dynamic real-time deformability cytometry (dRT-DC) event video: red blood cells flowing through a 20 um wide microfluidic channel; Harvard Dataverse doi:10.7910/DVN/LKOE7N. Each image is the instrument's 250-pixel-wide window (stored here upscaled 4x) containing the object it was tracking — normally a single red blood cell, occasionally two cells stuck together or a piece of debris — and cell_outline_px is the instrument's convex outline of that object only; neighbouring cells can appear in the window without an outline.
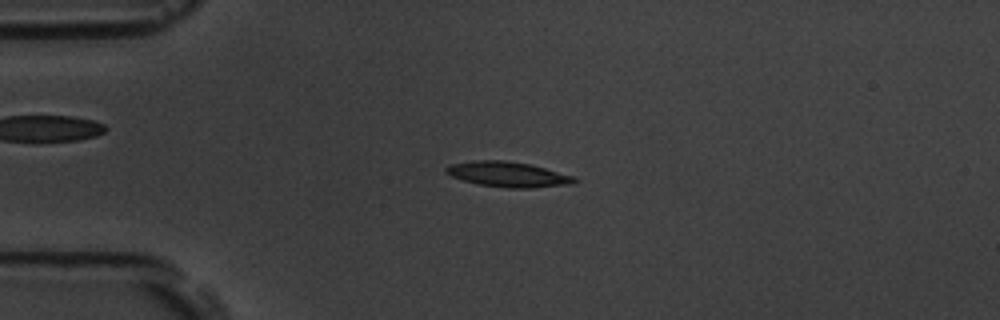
{"species": "common noctule bat (a hibernating species)", "species_latin": "Nyctalus noctula", "temperature_condition": "room temperature", "stored_images_in_passage": 44, "camera_frame_rate_fps": 3000, "um_per_image_px": 0.085, "animal": {"sex": "male", "body_mass_g": 19.5, "forearm_length_mm": 54.6}, "frame": {"image": 1, "passage_image": 3, "time_ms": 0.667, "image_size_px": [1000, 320], "cell_outline_px": [[580, 180], [572, 184], [532, 188], [508, 188], [480, 184], [464, 180], [452, 176], [444, 172], [444, 168], [448, 164], [476, 160], [504, 160], [528, 164], [544, 168], [572, 176]], "centroid_in_image_um": [43.15, 14.82], "position_along_channel_um": 41.8, "area_um2": 18.73}}
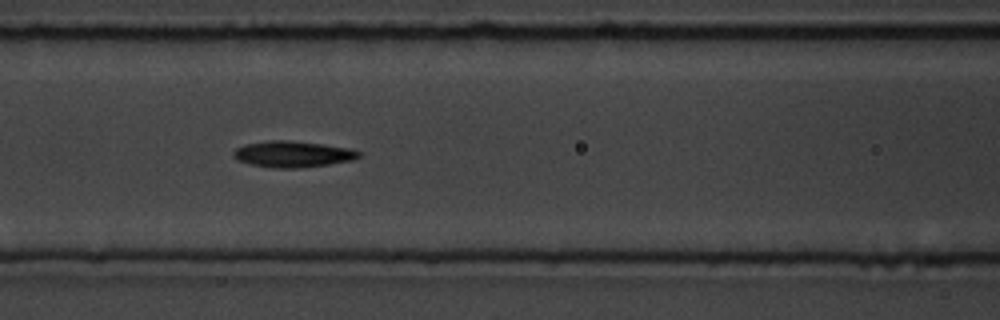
{"frame": {"image": 2, "passage_image": 13, "time_ms": 4.0, "image_size_px": [1000, 320], "cell_outline_px": [[360, 156], [352, 160], [328, 164], [300, 168], [272, 168], [252, 164], [236, 160], [232, 156], [232, 152], [236, 148], [244, 144], [268, 140], [288, 140], [324, 144], [352, 148], [360, 152]], "centroid_in_image_um": [24.86, 13.09], "position_along_channel_um": 141.7, "area_um2": 19.31}}
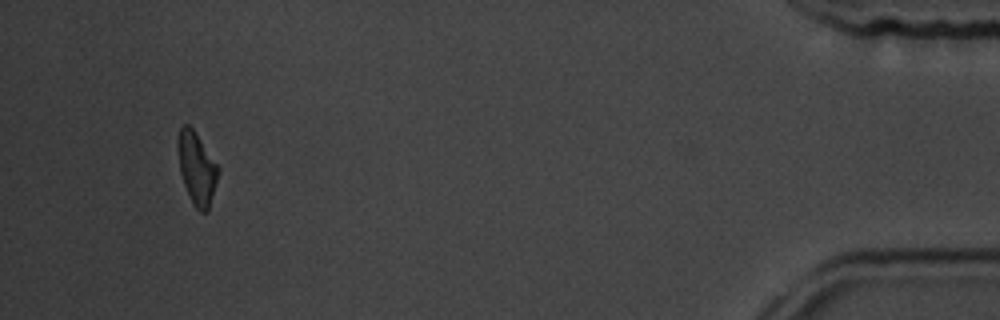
{"frame": {"image": 3, "passage_image": 41, "time_ms": 13.333, "image_size_px": [1000, 320], "cell_outline_px": [[220, 168], [208, 212], [200, 212], [192, 204], [184, 184], [180, 172], [176, 144], [180, 128], [184, 124], [188, 124], [192, 128]], "centroid_in_image_um": [16.71, 14.31], "position_along_channel_um": 418.5, "area_um2": 16.94}, "authors_computed_cell_mechanics": {"area_um2": 18.2359, "velocity_mm_per_s": 3.7684, "shape_relaxation_time_tau1_ms": 3.9893, "shape_relaxation_time_tau2_ms": 6.0088, "deformation_change_tau1": 0.141, "deformation_change_tau2": 0.1452}}